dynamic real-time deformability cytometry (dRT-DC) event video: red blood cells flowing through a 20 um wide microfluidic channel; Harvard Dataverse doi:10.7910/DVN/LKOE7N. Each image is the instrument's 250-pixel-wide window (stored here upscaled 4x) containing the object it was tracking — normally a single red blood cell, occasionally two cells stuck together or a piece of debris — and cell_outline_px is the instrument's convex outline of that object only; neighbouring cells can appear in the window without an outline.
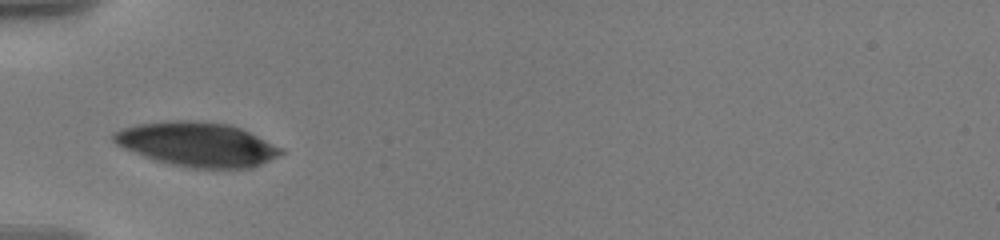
{"species": "human", "species_latin": "Homo sapiens", "temperature_condition": "warm", "stored_images_in_passage": 3, "camera_frame_rate_fps": 3000, "um_per_image_px": 0.085, "donor": {"sex": "male"}, "frame": {"image": 1, "passage_image": 2, "time_ms": 1.0, "image_size_px": [1000, 240], "cell_outline_px": [[284, 152], [252, 168], [192, 168], [172, 164], [156, 160], [144, 156], [124, 148], [116, 144], [112, 140], [112, 132], [136, 124], [172, 120], [192, 120], [228, 124], [240, 128], [284, 148]], "centroid_in_image_um": [16.75, 12.26], "position_along_channel_um": 68.3, "area_um2": 42.95}}